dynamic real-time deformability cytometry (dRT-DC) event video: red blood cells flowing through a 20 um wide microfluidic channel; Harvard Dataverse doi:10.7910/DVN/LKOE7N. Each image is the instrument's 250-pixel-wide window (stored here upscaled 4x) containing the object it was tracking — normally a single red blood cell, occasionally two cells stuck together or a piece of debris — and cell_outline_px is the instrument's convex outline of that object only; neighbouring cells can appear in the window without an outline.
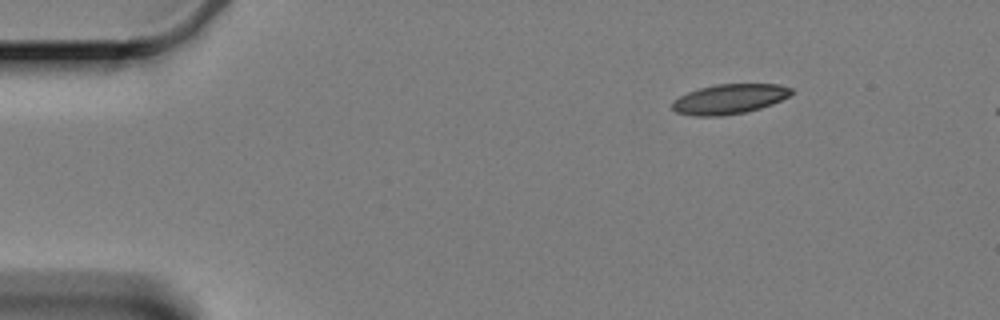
{"species": "Egyptian fruit bat (a non-hibernating species)", "species_latin": "Rousettus aegyptiacus", "temperature_condition": "cold", "stored_images_in_passage": 52, "camera_frame_rate_fps": 3000, "um_per_image_px": 0.085, "animal": {"sex": "female"}, "frame": {"image": 1, "passage_image": 1, "time_ms": 0.0, "image_size_px": [1000, 320], "cell_outline_px": [[792, 92], [788, 96], [772, 104], [760, 108], [744, 112], [720, 116], [692, 116], [676, 112], [672, 108], [672, 104], [680, 96], [688, 92], [700, 88], [716, 84], [780, 84], [792, 88]], "centroid_in_image_um": [62.0, 8.41], "position_along_channel_um": 23.0, "area_um2": 20.52}}
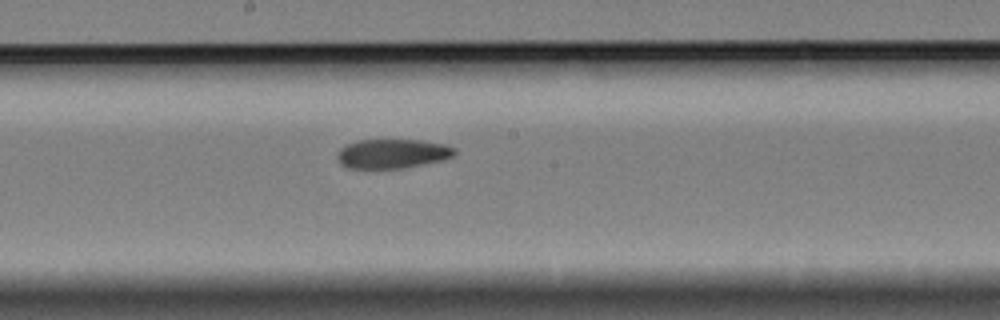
{"frame": {"image": 2, "passage_image": 25, "time_ms": 8.0, "image_size_px": [1000, 320], "cell_outline_px": [[456, 152], [452, 156], [444, 160], [404, 168], [344, 168], [340, 164], [336, 156], [336, 152], [340, 148], [348, 144], [360, 140], [420, 140], [444, 144], [456, 148]], "centroid_in_image_um": [33.34, 13.07], "position_along_channel_um": 214.9, "area_um2": 20.17}}
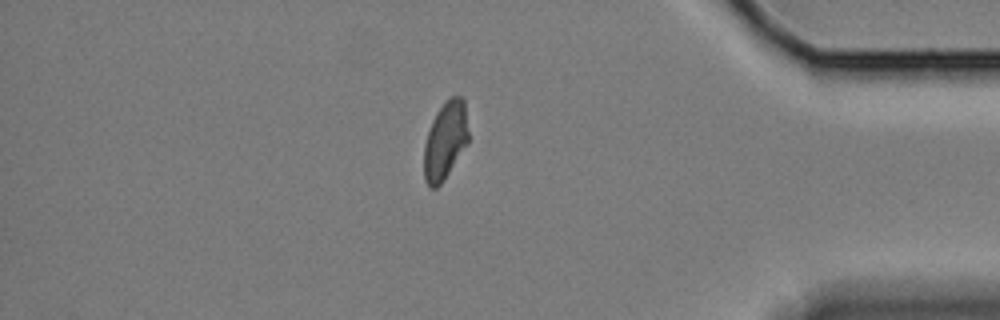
{"frame": {"image": 3, "passage_image": 44, "time_ms": 14.333, "image_size_px": [1000, 320], "cell_outline_px": [[468, 144], [440, 184], [436, 188], [428, 188], [424, 180], [424, 144], [432, 120], [436, 112], [444, 100], [452, 96], [460, 96], [464, 100], [468, 132]], "centroid_in_image_um": [37.83, 11.94], "position_along_channel_um": 397.4, "area_um2": 20.23}}